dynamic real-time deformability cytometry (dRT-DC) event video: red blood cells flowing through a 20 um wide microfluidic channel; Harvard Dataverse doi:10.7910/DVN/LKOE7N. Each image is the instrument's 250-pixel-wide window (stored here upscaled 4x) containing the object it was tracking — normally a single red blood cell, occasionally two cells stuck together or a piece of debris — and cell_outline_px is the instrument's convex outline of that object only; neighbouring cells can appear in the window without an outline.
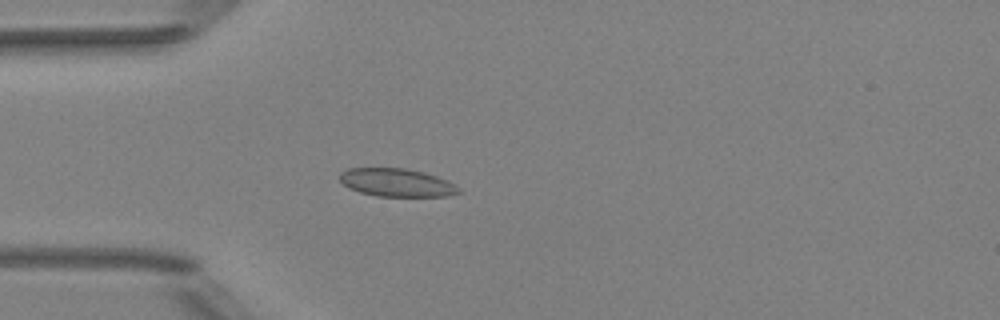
{"species": "Egyptian fruit bat (a non-hibernating species)", "species_latin": "Rousettus aegyptiacus", "temperature_condition": "room temperature", "stored_images_in_passage": 51, "camera_frame_rate_fps": 3000, "um_per_image_px": 0.085, "animal": {"sex": "female"}, "frame": {"image": 1, "passage_image": 14, "time_ms": 4.333, "image_size_px": [1000, 320], "cell_outline_px": [[460, 192], [448, 196], [376, 196], [360, 192], [348, 188], [340, 180], [340, 172], [348, 168], [404, 168], [424, 172], [436, 176], [460, 188]], "centroid_in_image_um": [33.68, 15.52], "position_along_channel_um": 51.3, "area_um2": 19.31}}
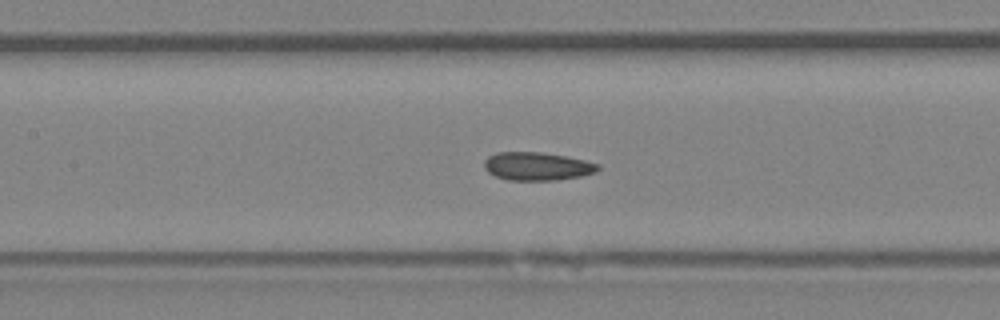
{"frame": {"image": 2, "passage_image": 23, "time_ms": 7.333, "image_size_px": [1000, 320], "cell_outline_px": [[600, 168], [596, 172], [580, 176], [552, 180], [508, 180], [496, 176], [488, 172], [484, 168], [484, 160], [488, 156], [496, 152], [540, 152], [564, 156], [584, 160], [600, 164]], "centroid_in_image_um": [45.63, 14.13], "position_along_channel_um": 161.8, "area_um2": 18.61}}
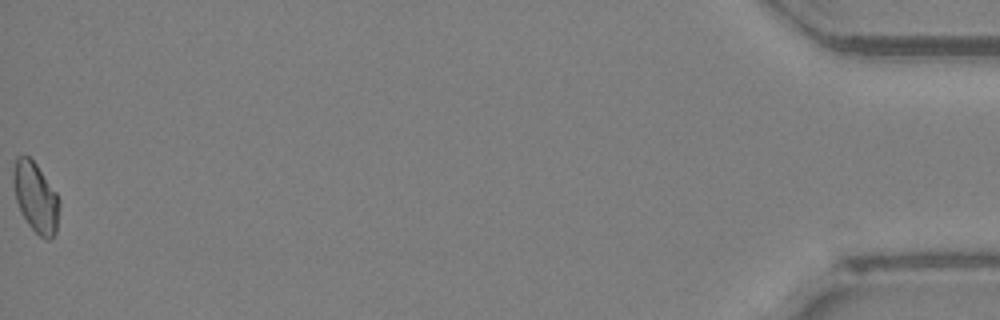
{"frame": {"image": 3, "passage_image": 51, "time_ms": 16.667, "image_size_px": [1000, 320], "cell_outline_px": [[60, 204], [56, 232], [48, 240], [44, 240], [28, 224], [20, 212], [16, 200], [12, 180], [12, 172], [16, 156], [28, 156], [36, 164], [56, 192], [60, 200]], "centroid_in_image_um": [3.02, 16.77], "position_along_channel_um": 432.2, "area_um2": 18.84}, "authors_computed_cell_mechanics": {"area_um2": 18.8428, "velocity_mm_per_s": 4.0065, "shape_relaxation_time_tau1_ms": null, "shape_relaxation_time_tau2_ms": 3.3623, "deformation_change_tau1": null, "deformation_change_tau2": 0.0726}}